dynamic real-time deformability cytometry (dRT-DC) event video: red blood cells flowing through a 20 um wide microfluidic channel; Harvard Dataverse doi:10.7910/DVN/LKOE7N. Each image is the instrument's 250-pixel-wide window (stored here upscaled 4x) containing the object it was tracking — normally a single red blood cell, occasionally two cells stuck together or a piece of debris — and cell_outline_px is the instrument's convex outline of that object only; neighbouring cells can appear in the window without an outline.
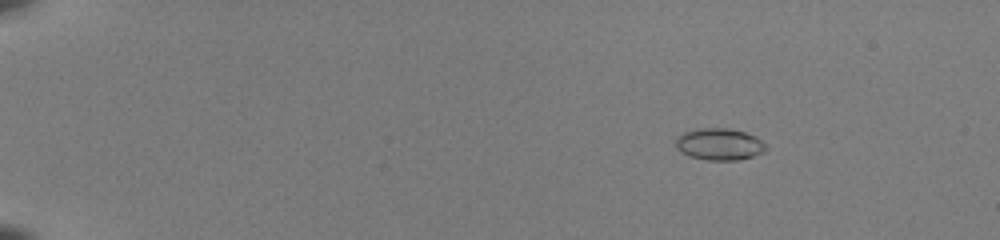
{"species": "common noctule bat (a hibernating species)", "species_latin": "Nyctalus noctula", "temperature_condition": "room temperature", "stored_images_in_passage": 48, "camera_frame_rate_fps": 3000, "um_per_image_px": 0.085, "animal": {"sex": "female", "body_mass_g": 22.0, "forearm_length_mm": 56.7}, "frame": {"image": 1, "passage_image": 4, "time_ms": 1.0, "image_size_px": [1000, 240], "cell_outline_px": [[768, 148], [764, 152], [752, 156], [736, 160], [708, 160], [688, 156], [680, 152], [676, 148], [676, 136], [684, 132], [696, 128], [728, 128], [744, 132], [756, 136]], "centroid_in_image_um": [61.11, 12.25], "position_along_channel_um": 23.9, "area_um2": 16.82}}
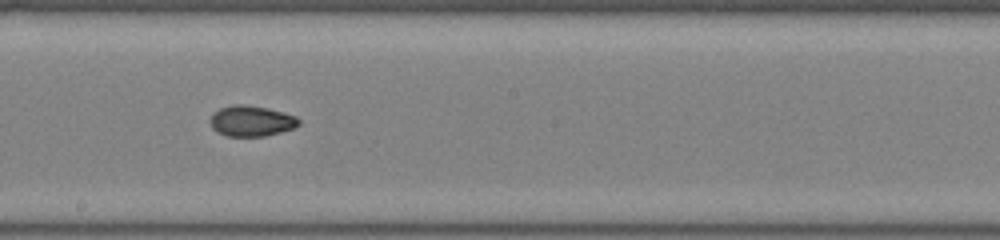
{"frame": {"image": 2, "passage_image": 28, "time_ms": 9.0, "image_size_px": [1000, 240], "cell_outline_px": [[300, 124], [292, 128], [280, 132], [264, 136], [228, 136], [216, 132], [212, 128], [212, 112], [220, 108], [232, 104], [244, 104], [268, 108], [284, 112], [296, 116], [300, 120]], "centroid_in_image_um": [21.37, 10.27], "position_along_channel_um": 226.8, "area_um2": 15.84}}
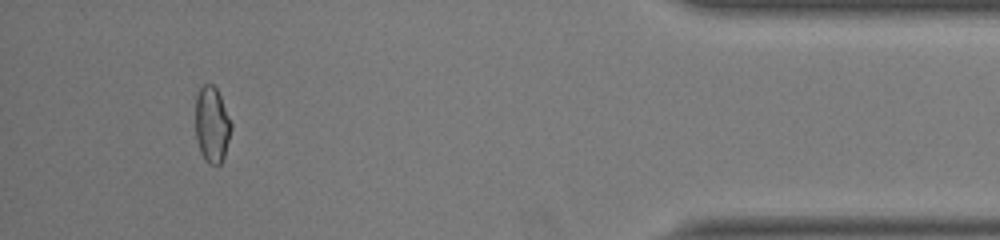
{"frame": {"image": 3, "passage_image": 45, "time_ms": 14.667, "image_size_px": [1000, 240], "cell_outline_px": [[232, 128], [224, 156], [220, 164], [208, 164], [204, 160], [200, 152], [196, 140], [196, 96], [200, 88], [204, 84], [212, 84], [216, 88], [220, 96], [232, 124]], "centroid_in_image_um": [18.01, 10.61], "position_along_channel_um": 417.2, "area_um2": 15.78}, "authors_computed_cell_mechanics": {"area_um2": 15.8372, "velocity_mm_per_s": 4.1164, "shape_relaxation_time_tau1_ms": null, "shape_relaxation_time_tau2_ms": 1.3923, "deformation_change_tau1": null, "deformation_change_tau2": 0.0503}}